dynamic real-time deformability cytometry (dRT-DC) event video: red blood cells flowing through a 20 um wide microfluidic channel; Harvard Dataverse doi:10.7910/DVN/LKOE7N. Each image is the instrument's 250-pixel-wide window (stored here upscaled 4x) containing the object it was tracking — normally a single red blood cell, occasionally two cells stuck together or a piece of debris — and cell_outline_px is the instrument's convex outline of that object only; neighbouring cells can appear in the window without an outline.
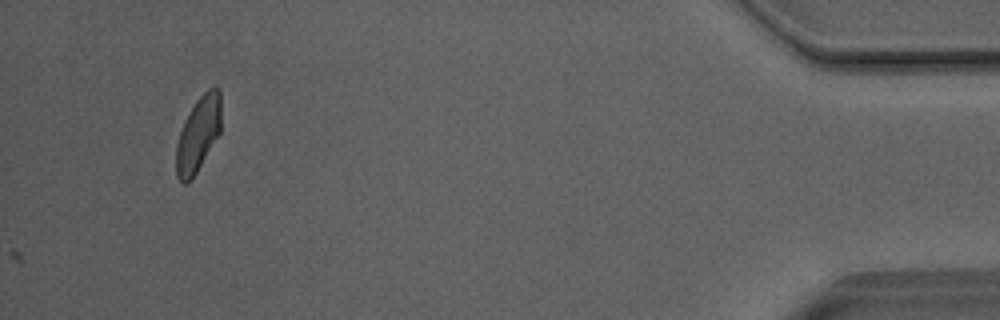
{"species": "Egyptian fruit bat (a non-hibernating species)", "species_latin": "Rousettus aegyptiacus", "temperature_condition": "room temperature", "stored_images_in_passage": 34, "camera_frame_rate_fps": 3000, "um_per_image_px": 0.085, "animal": {"sex": "male"}, "frame": {"image": 1, "passage_image": 34, "time_ms": 11.0, "image_size_px": [1000, 320], "cell_outline_px": [[220, 132], [196, 172], [184, 184], [176, 176], [176, 144], [184, 120], [196, 100], [212, 84], [216, 84], [220, 88]], "centroid_in_image_um": [16.85, 11.32], "position_along_channel_um": 418.4, "area_um2": 19.48}, "authors_computed_cell_mechanics": {"area_um2": 20.7213, "velocity_mm_per_s": 4.0366, "shape_relaxation_time_tau1_ms": 10.9712, "shape_relaxation_time_tau2_ms": 0.9948, "deformation_change_tau1": 0.1862, "deformation_change_tau2": 0.0703}}